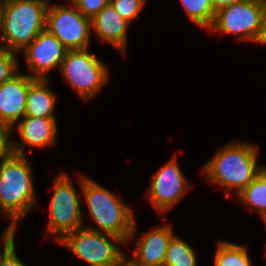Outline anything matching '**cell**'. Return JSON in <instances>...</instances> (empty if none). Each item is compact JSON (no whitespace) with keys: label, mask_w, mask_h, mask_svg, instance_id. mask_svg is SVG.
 <instances>
[{"label":"cell","mask_w":266,"mask_h":266,"mask_svg":"<svg viewBox=\"0 0 266 266\" xmlns=\"http://www.w3.org/2000/svg\"><path fill=\"white\" fill-rule=\"evenodd\" d=\"M258 146L250 143L232 142L207 161L202 173L207 182L226 188V194L238 195L261 172L257 165Z\"/></svg>","instance_id":"obj_1"},{"label":"cell","mask_w":266,"mask_h":266,"mask_svg":"<svg viewBox=\"0 0 266 266\" xmlns=\"http://www.w3.org/2000/svg\"><path fill=\"white\" fill-rule=\"evenodd\" d=\"M79 182L92 221L98 226L85 228L116 236L125 243L134 240L136 222L132 208L124 204L112 191L89 177L82 176Z\"/></svg>","instance_id":"obj_2"},{"label":"cell","mask_w":266,"mask_h":266,"mask_svg":"<svg viewBox=\"0 0 266 266\" xmlns=\"http://www.w3.org/2000/svg\"><path fill=\"white\" fill-rule=\"evenodd\" d=\"M33 177L25 155L12 153L0 162V209L14 232L21 218L36 207Z\"/></svg>","instance_id":"obj_3"},{"label":"cell","mask_w":266,"mask_h":266,"mask_svg":"<svg viewBox=\"0 0 266 266\" xmlns=\"http://www.w3.org/2000/svg\"><path fill=\"white\" fill-rule=\"evenodd\" d=\"M49 0H7L0 4V23L5 48L21 53L46 29Z\"/></svg>","instance_id":"obj_4"},{"label":"cell","mask_w":266,"mask_h":266,"mask_svg":"<svg viewBox=\"0 0 266 266\" xmlns=\"http://www.w3.org/2000/svg\"><path fill=\"white\" fill-rule=\"evenodd\" d=\"M58 242L90 266H119L127 257L117 246L126 244L122 239L85 227L66 234Z\"/></svg>","instance_id":"obj_5"},{"label":"cell","mask_w":266,"mask_h":266,"mask_svg":"<svg viewBox=\"0 0 266 266\" xmlns=\"http://www.w3.org/2000/svg\"><path fill=\"white\" fill-rule=\"evenodd\" d=\"M108 67L93 53L84 50H68L60 72L70 87L83 100L92 99L109 80Z\"/></svg>","instance_id":"obj_6"},{"label":"cell","mask_w":266,"mask_h":266,"mask_svg":"<svg viewBox=\"0 0 266 266\" xmlns=\"http://www.w3.org/2000/svg\"><path fill=\"white\" fill-rule=\"evenodd\" d=\"M264 0H242L216 11L210 32L239 35L238 38L258 43L263 29Z\"/></svg>","instance_id":"obj_7"},{"label":"cell","mask_w":266,"mask_h":266,"mask_svg":"<svg viewBox=\"0 0 266 266\" xmlns=\"http://www.w3.org/2000/svg\"><path fill=\"white\" fill-rule=\"evenodd\" d=\"M53 195L50 203V220L47 233L57 235L60 241L66 234L85 227L82 219L81 201L69 179L61 172L54 179ZM84 225V226H83Z\"/></svg>","instance_id":"obj_8"},{"label":"cell","mask_w":266,"mask_h":266,"mask_svg":"<svg viewBox=\"0 0 266 266\" xmlns=\"http://www.w3.org/2000/svg\"><path fill=\"white\" fill-rule=\"evenodd\" d=\"M46 29L68 50L88 49L91 19L82 15L71 2L69 6L48 5Z\"/></svg>","instance_id":"obj_9"},{"label":"cell","mask_w":266,"mask_h":266,"mask_svg":"<svg viewBox=\"0 0 266 266\" xmlns=\"http://www.w3.org/2000/svg\"><path fill=\"white\" fill-rule=\"evenodd\" d=\"M190 187L174 157L156 172L147 193L154 208L166 213Z\"/></svg>","instance_id":"obj_10"},{"label":"cell","mask_w":266,"mask_h":266,"mask_svg":"<svg viewBox=\"0 0 266 266\" xmlns=\"http://www.w3.org/2000/svg\"><path fill=\"white\" fill-rule=\"evenodd\" d=\"M30 77L35 79H49L47 73L55 67H61L68 49L47 29L41 31L37 37L24 49Z\"/></svg>","instance_id":"obj_11"},{"label":"cell","mask_w":266,"mask_h":266,"mask_svg":"<svg viewBox=\"0 0 266 266\" xmlns=\"http://www.w3.org/2000/svg\"><path fill=\"white\" fill-rule=\"evenodd\" d=\"M35 80L18 71L0 85V124L12 128L25 116L28 88Z\"/></svg>","instance_id":"obj_12"},{"label":"cell","mask_w":266,"mask_h":266,"mask_svg":"<svg viewBox=\"0 0 266 266\" xmlns=\"http://www.w3.org/2000/svg\"><path fill=\"white\" fill-rule=\"evenodd\" d=\"M17 126V127H16ZM17 129L21 142L12 141V151L18 155L24 154V146L31 148H46L56 144L58 127L56 118H38L24 116L11 129Z\"/></svg>","instance_id":"obj_13"},{"label":"cell","mask_w":266,"mask_h":266,"mask_svg":"<svg viewBox=\"0 0 266 266\" xmlns=\"http://www.w3.org/2000/svg\"><path fill=\"white\" fill-rule=\"evenodd\" d=\"M171 227L168 224L143 233L135 241V254L128 259L136 266H164L167 246L174 236Z\"/></svg>","instance_id":"obj_14"},{"label":"cell","mask_w":266,"mask_h":266,"mask_svg":"<svg viewBox=\"0 0 266 266\" xmlns=\"http://www.w3.org/2000/svg\"><path fill=\"white\" fill-rule=\"evenodd\" d=\"M129 24L130 22L123 19L110 3L91 20V27L95 29L97 37L124 55Z\"/></svg>","instance_id":"obj_15"},{"label":"cell","mask_w":266,"mask_h":266,"mask_svg":"<svg viewBox=\"0 0 266 266\" xmlns=\"http://www.w3.org/2000/svg\"><path fill=\"white\" fill-rule=\"evenodd\" d=\"M49 79H36L28 88L25 116L55 118L57 95L48 87Z\"/></svg>","instance_id":"obj_16"},{"label":"cell","mask_w":266,"mask_h":266,"mask_svg":"<svg viewBox=\"0 0 266 266\" xmlns=\"http://www.w3.org/2000/svg\"><path fill=\"white\" fill-rule=\"evenodd\" d=\"M237 197L252 211L257 210L260 217L266 213V176L260 172Z\"/></svg>","instance_id":"obj_17"},{"label":"cell","mask_w":266,"mask_h":266,"mask_svg":"<svg viewBox=\"0 0 266 266\" xmlns=\"http://www.w3.org/2000/svg\"><path fill=\"white\" fill-rule=\"evenodd\" d=\"M196 252L190 244L178 236L168 243L164 266H197Z\"/></svg>","instance_id":"obj_18"},{"label":"cell","mask_w":266,"mask_h":266,"mask_svg":"<svg viewBox=\"0 0 266 266\" xmlns=\"http://www.w3.org/2000/svg\"><path fill=\"white\" fill-rule=\"evenodd\" d=\"M247 248L241 244L222 241L215 254V266H252Z\"/></svg>","instance_id":"obj_19"},{"label":"cell","mask_w":266,"mask_h":266,"mask_svg":"<svg viewBox=\"0 0 266 266\" xmlns=\"http://www.w3.org/2000/svg\"><path fill=\"white\" fill-rule=\"evenodd\" d=\"M191 21L205 29L213 24L216 12L212 0H181Z\"/></svg>","instance_id":"obj_20"},{"label":"cell","mask_w":266,"mask_h":266,"mask_svg":"<svg viewBox=\"0 0 266 266\" xmlns=\"http://www.w3.org/2000/svg\"><path fill=\"white\" fill-rule=\"evenodd\" d=\"M15 232L8 226L2 235L3 252L0 249V266H26L15 251Z\"/></svg>","instance_id":"obj_21"},{"label":"cell","mask_w":266,"mask_h":266,"mask_svg":"<svg viewBox=\"0 0 266 266\" xmlns=\"http://www.w3.org/2000/svg\"><path fill=\"white\" fill-rule=\"evenodd\" d=\"M110 4L123 19L131 22L143 10L146 0H110Z\"/></svg>","instance_id":"obj_22"},{"label":"cell","mask_w":266,"mask_h":266,"mask_svg":"<svg viewBox=\"0 0 266 266\" xmlns=\"http://www.w3.org/2000/svg\"><path fill=\"white\" fill-rule=\"evenodd\" d=\"M17 53L7 48L0 50V85L18 72Z\"/></svg>","instance_id":"obj_23"},{"label":"cell","mask_w":266,"mask_h":266,"mask_svg":"<svg viewBox=\"0 0 266 266\" xmlns=\"http://www.w3.org/2000/svg\"><path fill=\"white\" fill-rule=\"evenodd\" d=\"M79 12L89 19H93L110 0H71Z\"/></svg>","instance_id":"obj_24"},{"label":"cell","mask_w":266,"mask_h":266,"mask_svg":"<svg viewBox=\"0 0 266 266\" xmlns=\"http://www.w3.org/2000/svg\"><path fill=\"white\" fill-rule=\"evenodd\" d=\"M11 133V127L0 124V162L8 158L13 153L12 141L9 140Z\"/></svg>","instance_id":"obj_25"},{"label":"cell","mask_w":266,"mask_h":266,"mask_svg":"<svg viewBox=\"0 0 266 266\" xmlns=\"http://www.w3.org/2000/svg\"><path fill=\"white\" fill-rule=\"evenodd\" d=\"M242 0H212V4L214 6L215 12L220 10L221 8L232 5L233 3H237Z\"/></svg>","instance_id":"obj_26"},{"label":"cell","mask_w":266,"mask_h":266,"mask_svg":"<svg viewBox=\"0 0 266 266\" xmlns=\"http://www.w3.org/2000/svg\"><path fill=\"white\" fill-rule=\"evenodd\" d=\"M258 43L259 44H266V12L264 14V19H263L262 34H261V37H260Z\"/></svg>","instance_id":"obj_27"},{"label":"cell","mask_w":266,"mask_h":266,"mask_svg":"<svg viewBox=\"0 0 266 266\" xmlns=\"http://www.w3.org/2000/svg\"><path fill=\"white\" fill-rule=\"evenodd\" d=\"M119 266H136L131 260L126 257Z\"/></svg>","instance_id":"obj_28"},{"label":"cell","mask_w":266,"mask_h":266,"mask_svg":"<svg viewBox=\"0 0 266 266\" xmlns=\"http://www.w3.org/2000/svg\"><path fill=\"white\" fill-rule=\"evenodd\" d=\"M0 33H2V31H1V23H0ZM0 40H3L2 34H0ZM4 48H5V45L3 43H1L0 50H3Z\"/></svg>","instance_id":"obj_29"},{"label":"cell","mask_w":266,"mask_h":266,"mask_svg":"<svg viewBox=\"0 0 266 266\" xmlns=\"http://www.w3.org/2000/svg\"><path fill=\"white\" fill-rule=\"evenodd\" d=\"M261 172L266 176V166H261Z\"/></svg>","instance_id":"obj_30"},{"label":"cell","mask_w":266,"mask_h":266,"mask_svg":"<svg viewBox=\"0 0 266 266\" xmlns=\"http://www.w3.org/2000/svg\"><path fill=\"white\" fill-rule=\"evenodd\" d=\"M261 219H262L263 222L266 224V213H265L263 216H261Z\"/></svg>","instance_id":"obj_31"},{"label":"cell","mask_w":266,"mask_h":266,"mask_svg":"<svg viewBox=\"0 0 266 266\" xmlns=\"http://www.w3.org/2000/svg\"><path fill=\"white\" fill-rule=\"evenodd\" d=\"M5 1H7V0H0V4L3 3V2H5Z\"/></svg>","instance_id":"obj_32"}]
</instances>
